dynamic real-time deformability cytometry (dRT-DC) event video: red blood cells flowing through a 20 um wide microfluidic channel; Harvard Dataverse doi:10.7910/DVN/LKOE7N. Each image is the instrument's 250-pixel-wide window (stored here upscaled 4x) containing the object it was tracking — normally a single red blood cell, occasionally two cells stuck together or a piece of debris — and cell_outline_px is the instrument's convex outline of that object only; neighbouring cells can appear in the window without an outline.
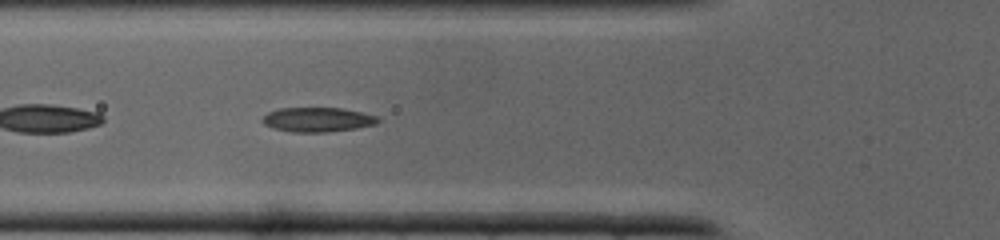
{"species": "common noctule bat (a hibernating species)", "species_latin": "Nyctalus noctula", "temperature_condition": "cold", "stored_images_in_passage": 31, "camera_frame_rate_fps": 3000, "um_per_image_px": 0.085, "animal": {"sex": "male", "body_mass_g": 19.0, "forearm_length_mm": 50.8}, "frame": {"image": 1, "passage_image": 7, "time_ms": 2.0, "image_size_px": [1000, 240], "cell_outline_px": [[380, 120], [376, 124], [356, 128], [324, 132], [292, 132], [272, 128], [264, 124], [260, 120], [268, 112], [280, 108], [340, 108], [360, 112], [376, 116]], "centroid_in_image_um": [26.95, 10.17], "position_along_channel_um": 98.9, "area_um2": 16.36}}
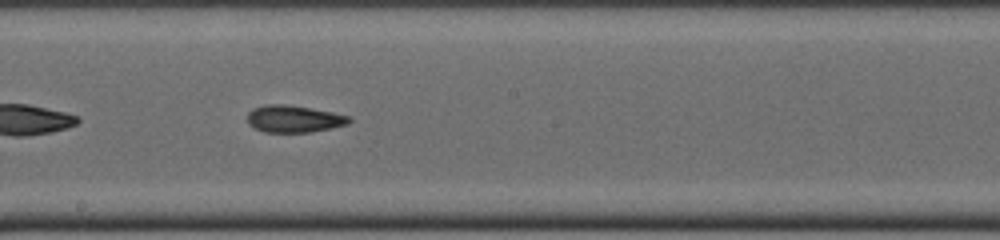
{"frame": {"image": 2, "passage_image": 14, "time_ms": 4.333, "image_size_px": [1000, 240], "cell_outline_px": [[352, 120], [348, 124], [332, 128], [308, 132], [264, 132], [248, 124], [248, 112], [252, 108], [264, 104], [284, 104], [332, 112], [348, 116]], "centroid_in_image_um": [24.95, 10.1], "position_along_channel_um": 223.2, "area_um2": 15.95}}
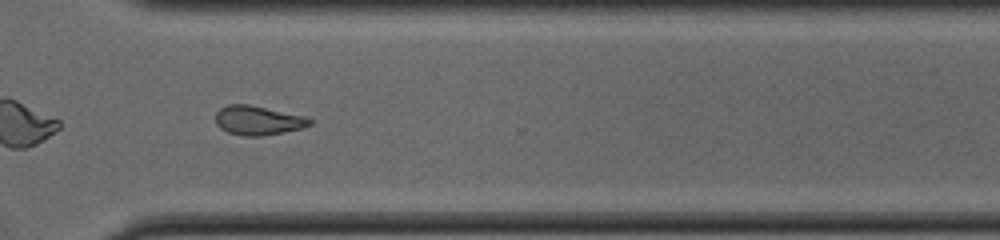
{"frame": {"image": 3, "passage_image": 21, "time_ms": 6.667, "image_size_px": [1000, 240], "cell_outline_px": [[312, 124], [304, 128], [264, 136], [244, 136], [228, 132], [220, 128], [216, 124], [216, 112], [220, 108], [228, 104], [248, 104], [304, 116], [312, 120]], "centroid_in_image_um": [21.93, 10.24], "position_along_channel_um": 348.7, "area_um2": 16.07}}